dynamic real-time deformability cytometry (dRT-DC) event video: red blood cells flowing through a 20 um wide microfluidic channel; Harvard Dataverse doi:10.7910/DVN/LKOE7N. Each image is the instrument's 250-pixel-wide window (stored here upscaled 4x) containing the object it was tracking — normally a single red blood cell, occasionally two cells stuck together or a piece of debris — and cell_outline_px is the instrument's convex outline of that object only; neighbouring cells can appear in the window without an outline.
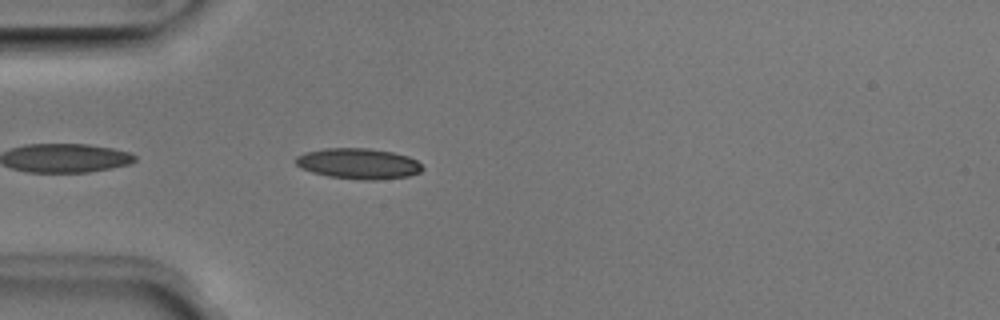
{"species": "Egyptian fruit bat (a non-hibernating species)", "species_latin": "Rousettus aegyptiacus", "temperature_condition": "room temperature", "stored_images_in_passage": 17, "camera_frame_rate_fps": 3000, "um_per_image_px": 0.085, "animal": {"sex": "male"}, "frame": {"image": 1, "passage_image": 3, "time_ms": 0.667, "image_size_px": [1000, 320], "cell_outline_px": [[424, 168], [420, 172], [408, 176], [376, 180], [360, 180], [328, 176], [312, 172], [300, 168], [296, 164], [296, 156], [304, 152], [324, 148], [368, 148], [392, 152], [408, 156], [416, 160]], "centroid_in_image_um": [30.45, 13.91], "position_along_channel_um": 54.6, "area_um2": 22.72}}
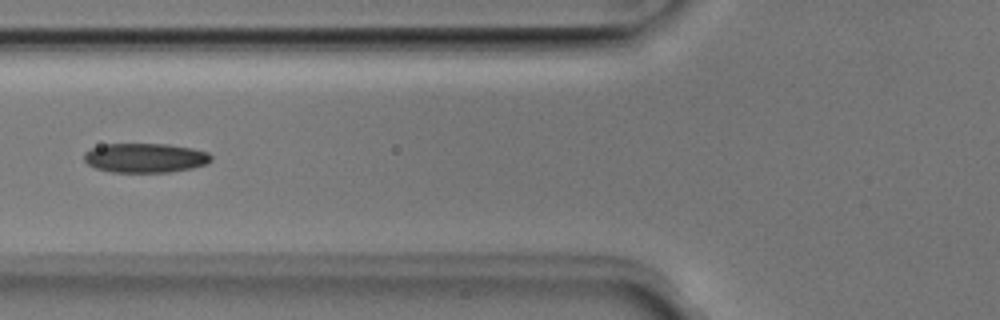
{"frame": {"image": 2, "passage_image": 8, "time_ms": 2.333, "image_size_px": [1000, 320], "cell_outline_px": [[212, 160], [208, 164], [192, 168], [168, 172], [112, 172], [96, 168], [88, 164], [84, 160], [84, 152], [92, 148], [104, 144], [168, 144], [192, 148], [208, 152], [212, 156]], "centroid_in_image_um": [12.36, 13.42], "position_along_channel_um": 113.4, "area_um2": 21.85}}